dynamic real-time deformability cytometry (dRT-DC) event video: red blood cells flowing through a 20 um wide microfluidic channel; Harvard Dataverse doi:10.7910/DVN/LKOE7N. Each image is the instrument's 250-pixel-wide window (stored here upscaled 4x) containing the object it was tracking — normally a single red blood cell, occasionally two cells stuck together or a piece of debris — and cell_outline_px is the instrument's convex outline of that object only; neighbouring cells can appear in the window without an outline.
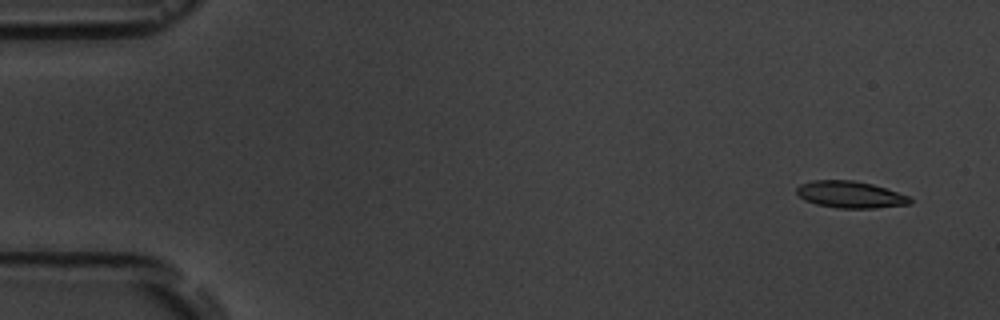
{"species": "common noctule bat (a hibernating species)", "species_latin": "Nyctalus noctula", "temperature_condition": "room temperature", "stored_images_in_passage": 5, "segment_of_instrument_passage": [1, 2], "camera_frame_rate_fps": 3000, "um_per_image_px": 0.085, "animal": {"sex": "male", "body_mass_g": 19.5, "forearm_length_mm": 54.6}, "frame": {"image": 1, "passage_image": 1, "time_ms": 0.0, "image_size_px": [1000, 320], "cell_outline_px": [[912, 204], [876, 208], [836, 208], [816, 204], [804, 200], [796, 192], [796, 188], [800, 184], [812, 180], [852, 180], [872, 184], [908, 196], [912, 200]], "centroid_in_image_um": [72.25, 16.54], "position_along_channel_um": 12.8, "area_um2": 17.69}}